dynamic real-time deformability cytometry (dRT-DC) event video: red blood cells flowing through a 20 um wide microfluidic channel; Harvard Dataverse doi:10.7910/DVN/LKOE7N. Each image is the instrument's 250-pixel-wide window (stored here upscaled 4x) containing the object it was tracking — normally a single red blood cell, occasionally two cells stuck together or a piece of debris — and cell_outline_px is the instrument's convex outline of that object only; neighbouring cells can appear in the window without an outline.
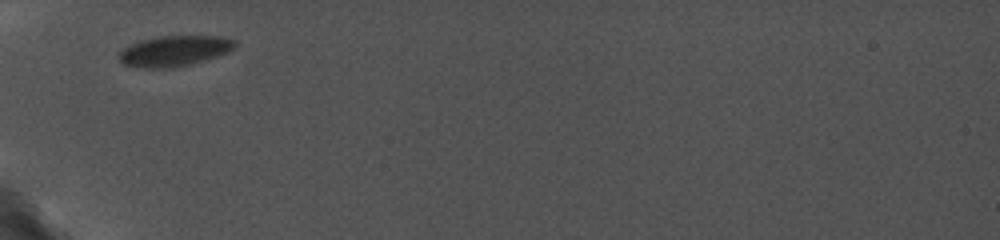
{"species": "common noctule bat (a hibernating species)", "species_latin": "Nyctalus noctula", "temperature_condition": "cold", "stored_images_in_passage": 7, "camera_frame_rate_fps": 5000, "um_per_image_px": 0.085, "animal": {"sex": "female", "body_mass_g": 19.0, "forearm_length_mm": 56.7}, "frame": {"image": 1, "passage_image": 1, "time_ms": 0.0, "image_size_px": [1000, 240], "cell_outline_px": [[236, 44], [228, 52], [192, 64], [168, 68], [144, 68], [124, 64], [120, 60], [120, 52], [124, 48], [140, 40], [156, 36], [220, 36], [236, 40]], "centroid_in_image_um": [14.83, 4.32], "position_along_channel_um": 70.2, "area_um2": 20.46}}
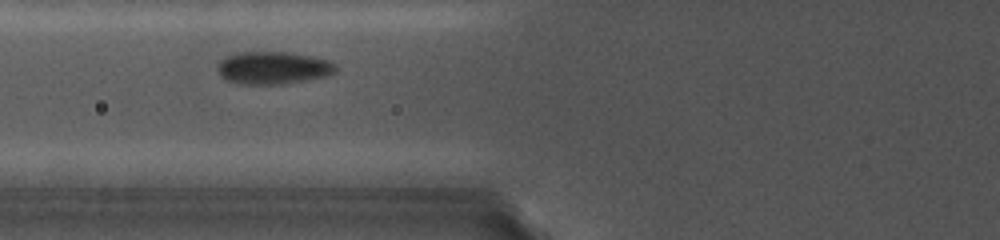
{"frame": {"image": 2, "passage_image": 2, "time_ms": 1.0, "image_size_px": [1000, 240], "cell_outline_px": [[336, 72], [328, 76], [308, 80], [280, 84], [240, 84], [224, 80], [220, 76], [216, 68], [220, 60], [228, 56], [240, 52], [288, 52], [312, 56], [328, 60], [336, 64]], "centroid_in_image_um": [23.21, 5.77], "position_along_channel_um": 102.6, "area_um2": 22.66}}
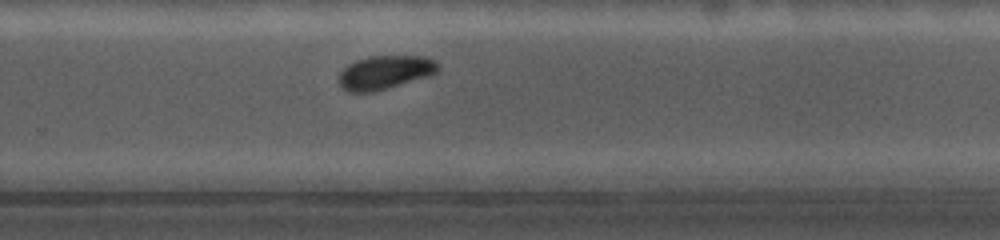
{"frame": {"image": 3, "passage_image": 7, "time_ms": 6.2, "image_size_px": [1000, 240], "cell_outline_px": [[440, 68], [436, 72], [428, 76], [372, 92], [348, 92], [340, 84], [340, 72], [348, 64], [368, 56], [428, 56], [436, 60], [440, 64]], "centroid_in_image_um": [32.77, 6.13], "position_along_channel_um": 297.0, "area_um2": 19.31}}